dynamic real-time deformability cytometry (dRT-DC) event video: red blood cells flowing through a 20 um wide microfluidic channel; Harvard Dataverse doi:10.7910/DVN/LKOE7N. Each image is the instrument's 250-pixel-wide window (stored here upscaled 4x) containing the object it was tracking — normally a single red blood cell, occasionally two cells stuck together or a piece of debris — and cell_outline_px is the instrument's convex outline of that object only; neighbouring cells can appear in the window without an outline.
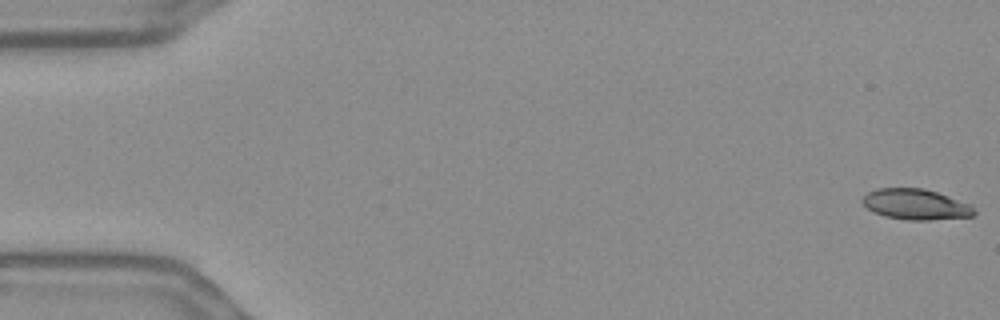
{"species": "Egyptian fruit bat (a non-hibernating species)", "species_latin": "Rousettus aegyptiacus", "temperature_condition": "warm", "stored_images_in_passage": 56, "camera_frame_rate_fps": 3000, "um_per_image_px": 0.085, "frame": {"image": 1, "passage_image": 1, "time_ms": 0.0, "image_size_px": [1000, 320], "cell_outline_px": [[976, 212], [972, 216], [928, 220], [908, 220], [884, 216], [872, 212], [860, 200], [868, 192], [876, 188], [924, 188], [972, 204]], "centroid_in_image_um": [77.83, 17.37], "position_along_channel_um": 7.2, "area_um2": 20.0}}
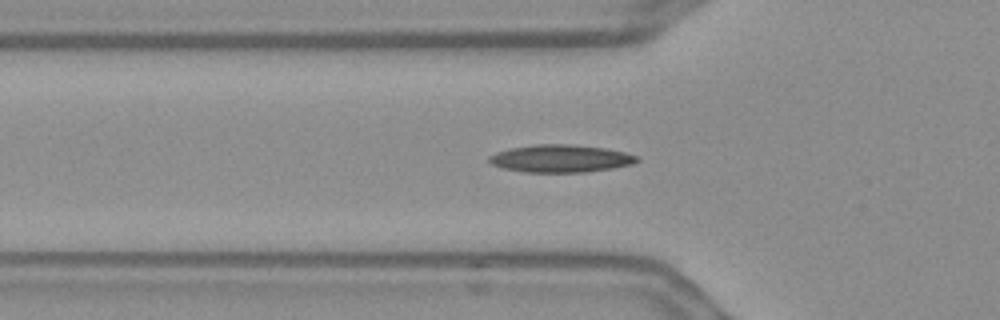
{"frame": {"image": 2, "passage_image": 19, "time_ms": 6.0, "image_size_px": [1000, 320], "cell_outline_px": [[640, 160], [632, 164], [612, 168], [584, 172], [524, 172], [504, 168], [492, 164], [488, 160], [488, 156], [496, 152], [508, 148], [536, 144], [572, 144], [604, 148], [624, 152], [640, 156]], "centroid_in_image_um": [47.65, 13.47], "position_along_channel_um": 78.1, "area_um2": 23.81}}
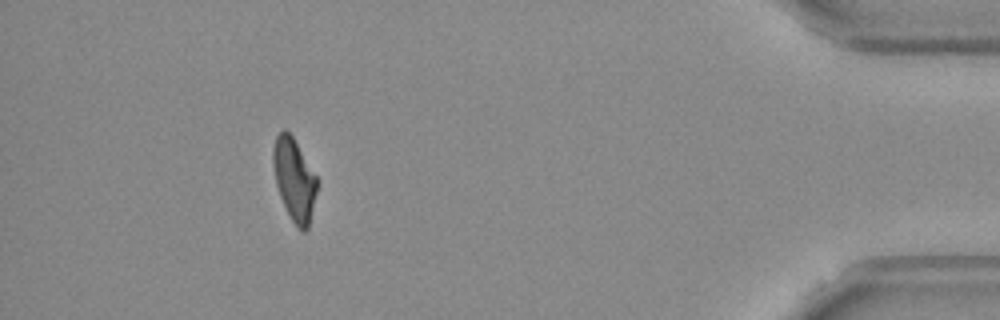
{"frame": {"image": 3, "passage_image": 51, "time_ms": 16.667, "image_size_px": [1000, 320], "cell_outline_px": [[316, 192], [308, 228], [304, 232], [300, 232], [296, 228], [280, 196], [276, 184], [272, 164], [272, 148], [276, 136], [284, 128], [292, 136], [316, 176]], "centroid_in_image_um": [24.98, 15.26], "position_along_channel_um": 410.2, "area_um2": 20.75}, "authors_computed_cell_mechanics": {"area_um2": 21.5883, "velocity_mm_per_s": 3.6515, "shape_relaxation_time_tau1_ms": null, "shape_relaxation_time_tau2_ms": 4.263, "deformation_change_tau1": null, "deformation_change_tau2": 0.1148}}